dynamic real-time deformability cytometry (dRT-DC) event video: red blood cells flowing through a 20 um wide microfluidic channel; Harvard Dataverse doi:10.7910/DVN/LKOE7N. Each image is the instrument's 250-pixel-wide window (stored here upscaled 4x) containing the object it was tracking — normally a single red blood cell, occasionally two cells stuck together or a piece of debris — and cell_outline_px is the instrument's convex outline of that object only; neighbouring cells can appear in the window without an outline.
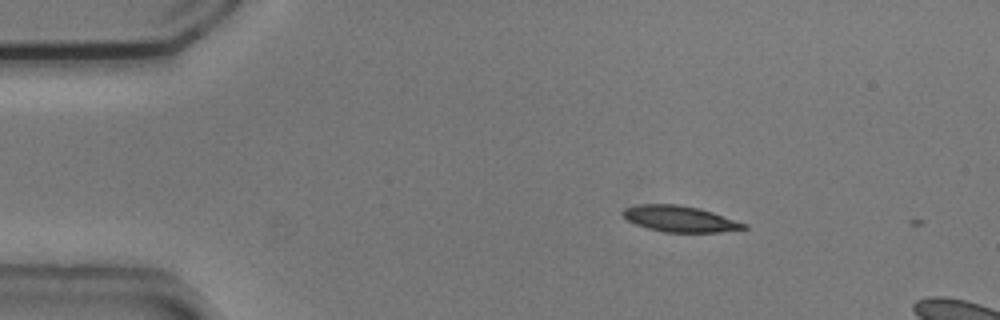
{"species": "common noctule bat (a hibernating species)", "species_latin": "Nyctalus noctula", "temperature_condition": "cold", "stored_images_in_passage": 2, "camera_frame_rate_fps": 3000, "um_per_image_px": 0.085, "animal": {"sex": "male", "body_mass_g": 20.5, "forearm_length_mm": 52.5}, "frame": {"image": 1, "passage_image": 1, "time_ms": 0.0, "image_size_px": [1000, 320], "cell_outline_px": [[748, 228], [720, 232], [664, 232], [648, 228], [636, 224], [628, 220], [620, 212], [624, 208], [640, 204], [680, 204], [700, 208], [748, 224]], "centroid_in_image_um": [57.79, 18.59], "position_along_channel_um": 27.2, "area_um2": 18.38}}